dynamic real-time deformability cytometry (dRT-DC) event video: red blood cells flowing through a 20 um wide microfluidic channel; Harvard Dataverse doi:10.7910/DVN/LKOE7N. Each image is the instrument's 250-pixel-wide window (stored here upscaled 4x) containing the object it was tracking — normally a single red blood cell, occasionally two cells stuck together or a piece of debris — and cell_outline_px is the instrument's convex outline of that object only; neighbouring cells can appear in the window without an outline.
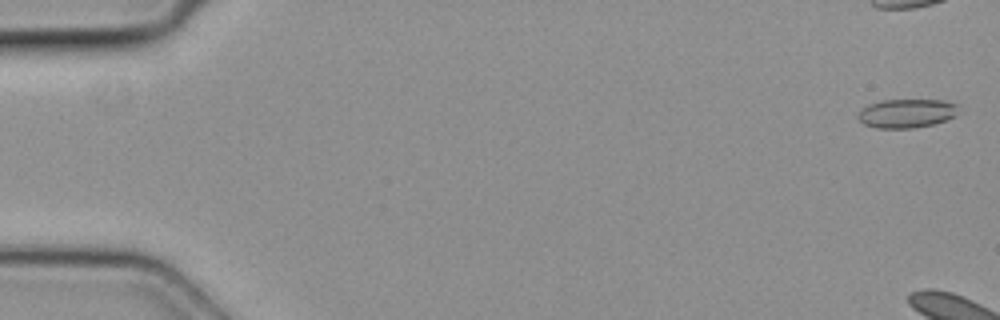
{"species": "common noctule bat (a hibernating species)", "species_latin": "Nyctalus noctula", "temperature_condition": "cold", "stored_images_in_passage": 3, "camera_frame_rate_fps": 3000, "um_per_image_px": 0.085, "animal": {"sex": "female", "body_mass_g": 19.3, "forearm_length_mm": 54.1}, "frame": {"image": 1, "passage_image": 1, "time_ms": 0.0, "image_size_px": [1000, 320], "cell_outline_px": [[960, 104], [956, 116], [932, 124], [912, 128], [876, 128], [864, 124], [856, 116], [868, 104], [880, 100], [944, 100]], "centroid_in_image_um": [77.09, 9.62], "position_along_channel_um": 7.9, "area_um2": 16.94}}